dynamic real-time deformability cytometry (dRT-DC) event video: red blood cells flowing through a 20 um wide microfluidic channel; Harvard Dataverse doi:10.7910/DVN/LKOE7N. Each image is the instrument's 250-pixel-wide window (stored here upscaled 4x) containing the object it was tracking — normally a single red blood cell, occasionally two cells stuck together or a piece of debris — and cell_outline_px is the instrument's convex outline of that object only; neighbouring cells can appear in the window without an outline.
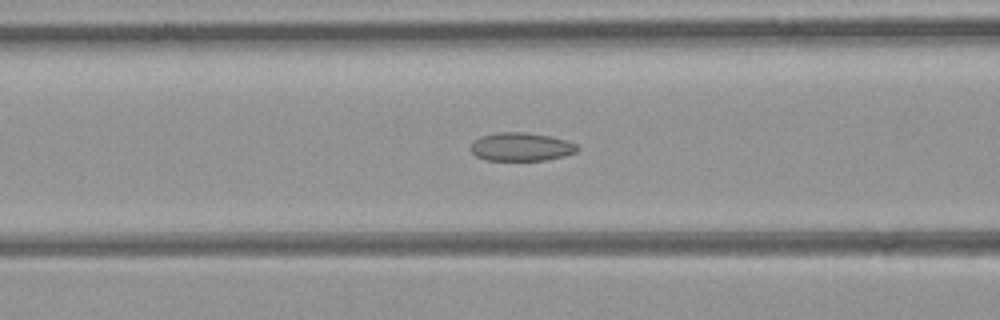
{"species": "common noctule bat (a hibernating species)", "species_latin": "Nyctalus noctula", "temperature_condition": "room temperature", "stored_images_in_passage": 30, "camera_frame_rate_fps": 3000, "um_per_image_px": 0.085, "animal": {"sex": "female", "body_mass_g": 21.9}, "frame": {"image": 1, "passage_image": 11, "time_ms": 3.333, "image_size_px": [1000, 320], "cell_outline_px": [[580, 148], [576, 152], [564, 156], [548, 160], [484, 160], [476, 156], [472, 152], [472, 140], [480, 136], [500, 132], [524, 132], [548, 136], [564, 140], [576, 144]], "centroid_in_image_um": [44.28, 12.48], "position_along_channel_um": 122.3, "area_um2": 17.57}}
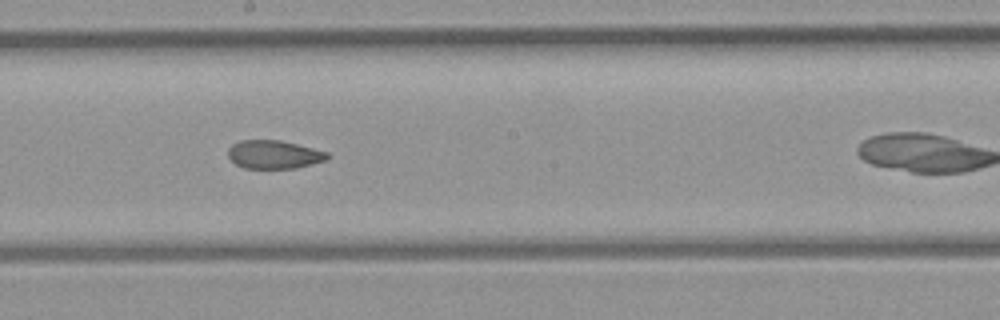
{"frame": {"image": 2, "passage_image": 18, "time_ms": 5.667, "image_size_px": [1000, 320], "cell_outline_px": [[328, 160], [296, 168], [244, 168], [236, 164], [228, 156], [228, 148], [232, 144], [240, 140], [280, 140], [328, 152]], "centroid_in_image_um": [23.28, 13.13], "position_along_channel_um": 224.9, "area_um2": 16.36}}
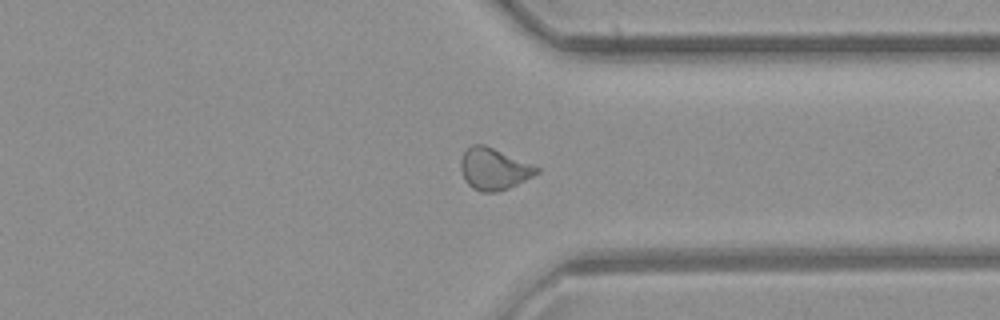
{"frame": {"image": 3, "passage_image": 28, "time_ms": 9.0, "image_size_px": [1000, 320], "cell_outline_px": [[540, 172], [508, 188], [496, 192], [480, 192], [472, 188], [464, 180], [460, 168], [460, 160], [464, 152], [472, 144], [484, 144], [540, 168]], "centroid_in_image_um": [41.93, 14.36], "position_along_channel_um": 369.5, "area_um2": 18.26}}